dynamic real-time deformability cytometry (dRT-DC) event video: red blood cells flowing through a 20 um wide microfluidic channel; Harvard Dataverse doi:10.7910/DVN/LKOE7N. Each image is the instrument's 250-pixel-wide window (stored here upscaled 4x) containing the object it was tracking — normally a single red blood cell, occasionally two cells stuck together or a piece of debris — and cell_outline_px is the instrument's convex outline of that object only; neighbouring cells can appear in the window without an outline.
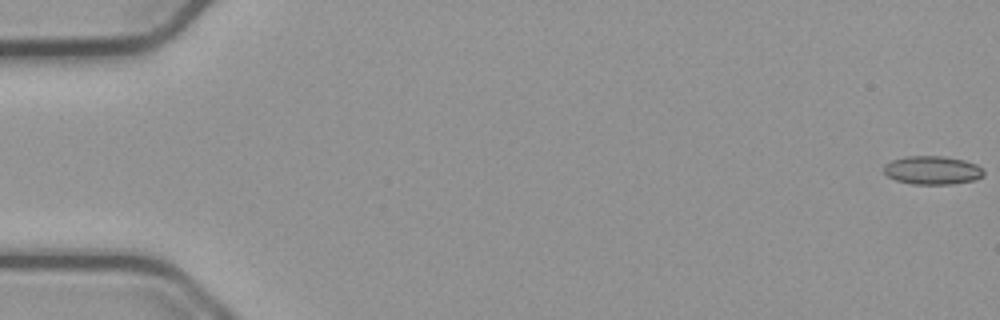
{"species": "common noctule bat (a hibernating species)", "species_latin": "Nyctalus noctula", "temperature_condition": "cold", "stored_images_in_passage": 55, "camera_frame_rate_fps": 3000, "um_per_image_px": 0.085, "animal": {"sex": "male", "body_mass_g": 23.1, "forearm_length_mm": 52.7}, "frame": {"image": 1, "passage_image": 1, "time_ms": 0.0, "image_size_px": [1000, 320], "cell_outline_px": [[984, 176], [976, 180], [952, 184], [912, 184], [896, 180], [888, 176], [884, 172], [884, 164], [892, 160], [904, 156], [944, 156], [964, 160], [976, 164], [984, 172]], "centroid_in_image_um": [79.25, 14.47], "position_along_channel_um": 5.7, "area_um2": 16.65}}
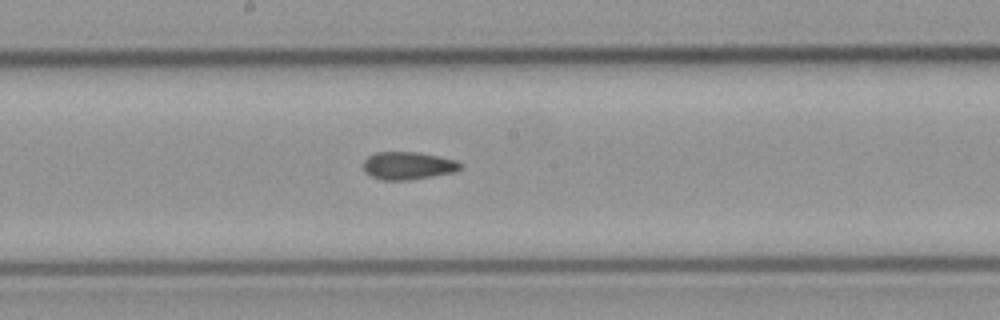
{"frame": {"image": 2, "passage_image": 30, "time_ms": 9.667, "image_size_px": [1000, 320], "cell_outline_px": [[464, 168], [456, 172], [408, 180], [380, 180], [364, 172], [364, 160], [368, 156], [376, 152], [416, 152], [456, 160], [464, 164]], "centroid_in_image_um": [34.71, 14.09], "position_along_channel_um": 213.5, "area_um2": 15.78}}
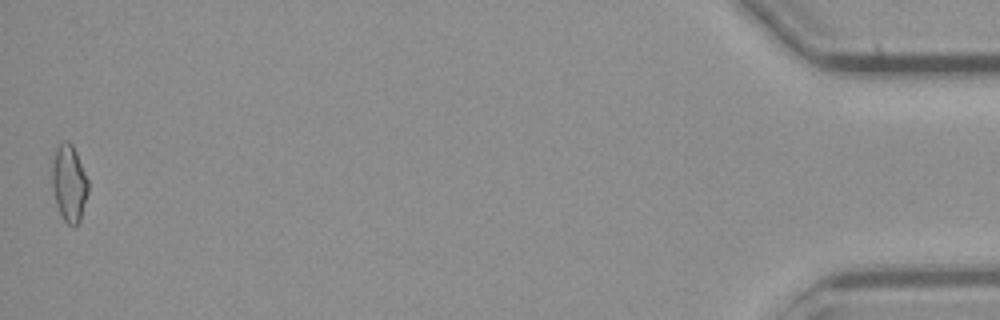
{"frame": {"image": 3, "passage_image": 55, "time_ms": 18.0, "image_size_px": [1000, 320], "cell_outline_px": [[88, 192], [80, 220], [76, 224], [68, 224], [64, 220], [56, 204], [52, 188], [52, 164], [56, 148], [64, 140], [68, 140], [72, 144], [76, 152], [88, 180]], "centroid_in_image_um": [5.87, 15.55], "position_along_channel_um": 429.3, "area_um2": 15.95}, "authors_computed_cell_mechanics": {"area_um2": 15.8372, "velocity_mm_per_s": 3.7849, "shape_relaxation_time_tau1_ms": null, "shape_relaxation_time_tau2_ms": 2.8351, "deformation_change_tau1": null, "deformation_change_tau2": 0.0966}}